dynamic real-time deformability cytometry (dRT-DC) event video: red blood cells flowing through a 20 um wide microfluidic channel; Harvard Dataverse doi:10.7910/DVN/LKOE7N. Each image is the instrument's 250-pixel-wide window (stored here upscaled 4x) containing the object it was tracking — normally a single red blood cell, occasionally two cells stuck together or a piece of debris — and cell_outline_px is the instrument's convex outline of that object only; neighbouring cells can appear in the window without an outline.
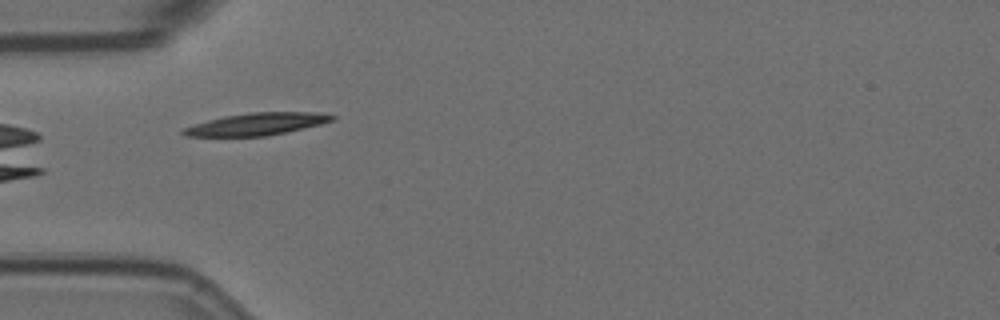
{"species": "Egyptian fruit bat (a non-hibernating species)", "species_latin": "Rousettus aegyptiacus", "temperature_condition": "room temperature", "stored_images_in_passage": 41, "camera_frame_rate_fps": 3000, "um_per_image_px": 0.085, "animal": {"sex": "female"}, "frame": {"image": 1, "passage_image": 2, "time_ms": 0.333, "image_size_px": [1000, 320], "cell_outline_px": [[336, 120], [304, 128], [264, 136], [184, 136], [180, 132], [180, 128], [208, 120], [224, 116], [252, 112], [320, 112], [336, 116]], "centroid_in_image_um": [21.81, 10.54], "position_along_channel_um": 63.2, "area_um2": 19.31}}
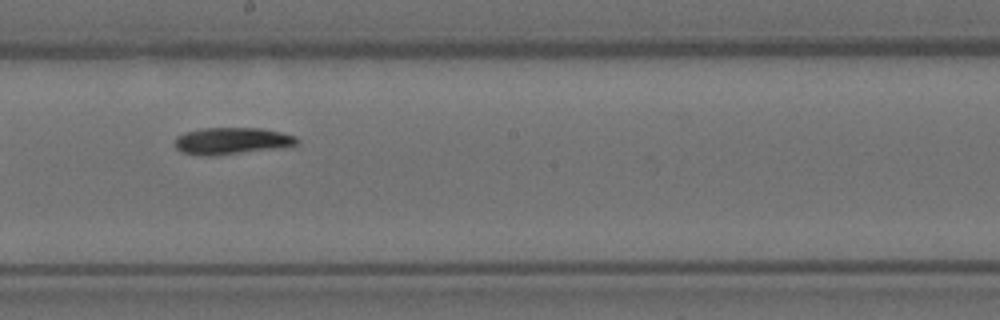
{"frame": {"image": 2, "passage_image": 16, "time_ms": 5.0, "image_size_px": [1000, 320], "cell_outline_px": [[300, 140], [296, 144], [280, 148], [208, 156], [200, 156], [180, 152], [176, 148], [176, 136], [184, 132], [200, 128], [260, 128], [280, 132], [296, 136]], "centroid_in_image_um": [19.67, 11.97], "position_along_channel_um": 228.5, "area_um2": 19.13}}
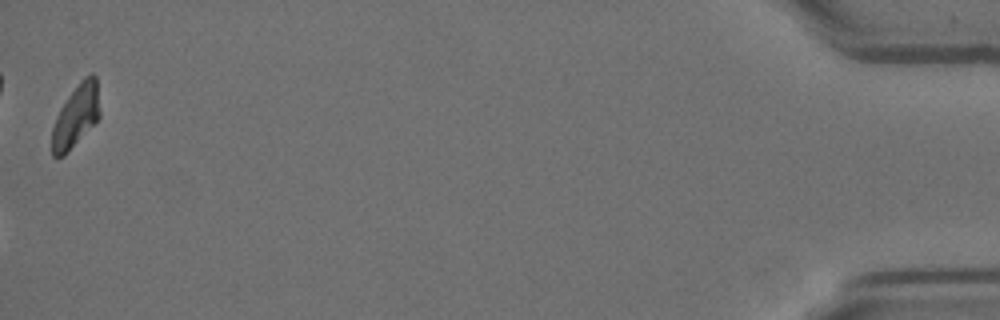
{"frame": {"image": 3, "passage_image": 41, "time_ms": 13.333, "image_size_px": [1000, 320], "cell_outline_px": [[100, 116], [68, 152], [64, 156], [52, 156], [52, 128], [56, 116], [60, 108], [68, 96], [80, 80], [84, 76], [92, 72], [96, 76], [100, 112]], "centroid_in_image_um": [6.45, 9.82], "position_along_channel_um": 428.7, "area_um2": 17.28}, "authors_computed_cell_mechanics": {"area_um2": 18.5538, "velocity_mm_per_s": 3.5663, "shape_relaxation_time_tau1_ms": 4.9207, "shape_relaxation_time_tau2_ms": null, "deformation_change_tau1": 0.1897, "deformation_change_tau2": null}}